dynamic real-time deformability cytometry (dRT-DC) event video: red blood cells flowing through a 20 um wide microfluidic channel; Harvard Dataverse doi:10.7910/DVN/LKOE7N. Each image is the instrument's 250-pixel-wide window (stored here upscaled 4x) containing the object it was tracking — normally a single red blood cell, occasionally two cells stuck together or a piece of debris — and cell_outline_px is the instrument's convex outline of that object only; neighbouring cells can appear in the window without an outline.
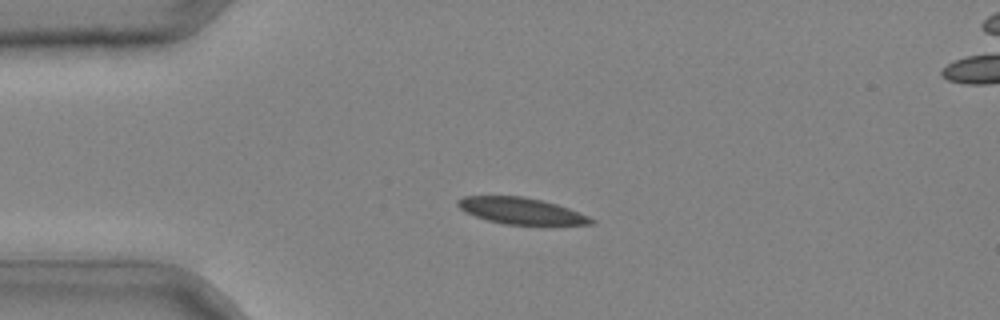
{"species": "common noctule bat (a hibernating species)", "species_latin": "Nyctalus noctula", "temperature_condition": "cold", "stored_images_in_passage": 41, "camera_frame_rate_fps": 3000, "um_per_image_px": 0.085, "animal": {"sex": "male", "body_mass_g": 20.4}, "frame": {"image": 1, "passage_image": 9, "time_ms": 2.667, "image_size_px": [1000, 320], "cell_outline_px": [[596, 224], [504, 224], [488, 220], [464, 212], [456, 204], [456, 200], [464, 196], [524, 196], [556, 204], [568, 208], [588, 216], [596, 220]], "centroid_in_image_um": [44.26, 17.91], "position_along_channel_um": 40.7, "area_um2": 20.29}}
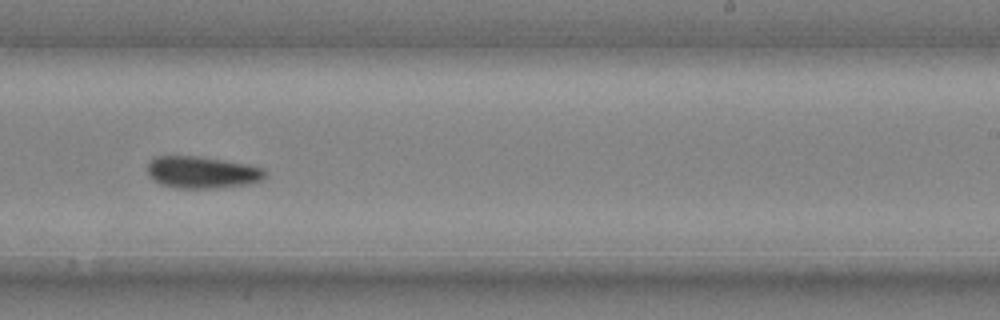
{"frame": {"image": 2, "passage_image": 26, "time_ms": 8.333, "image_size_px": [1000, 320], "cell_outline_px": [[268, 176], [264, 180], [248, 184], [216, 188], [176, 188], [160, 184], [148, 176], [148, 160], [156, 156], [200, 156], [248, 164], [264, 168], [268, 172]], "centroid_in_image_um": [17.21, 14.64], "position_along_channel_um": 271.8, "area_um2": 22.31}}
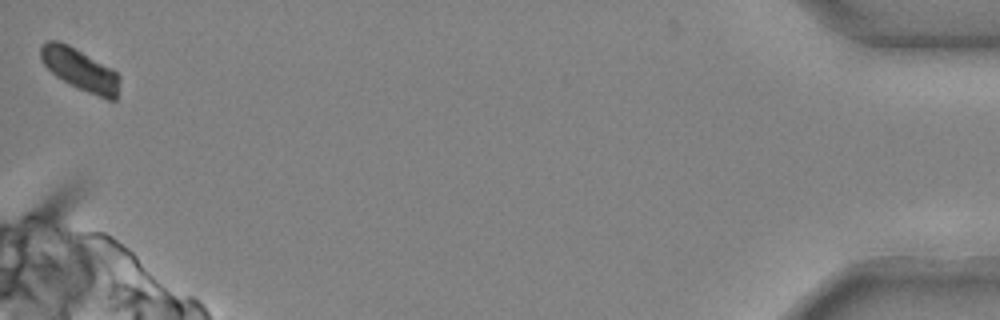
{"frame": {"image": 3, "passage_image": 41, "time_ms": 13.333, "image_size_px": [1000, 320], "cell_outline_px": [[120, 80], [116, 100], [108, 100], [88, 92], [56, 76], [40, 60], [40, 44], [48, 40], [60, 40], [68, 44], [112, 68], [120, 76]], "centroid_in_image_um": [6.8, 5.88], "position_along_channel_um": 428.4, "area_um2": 19.25}}